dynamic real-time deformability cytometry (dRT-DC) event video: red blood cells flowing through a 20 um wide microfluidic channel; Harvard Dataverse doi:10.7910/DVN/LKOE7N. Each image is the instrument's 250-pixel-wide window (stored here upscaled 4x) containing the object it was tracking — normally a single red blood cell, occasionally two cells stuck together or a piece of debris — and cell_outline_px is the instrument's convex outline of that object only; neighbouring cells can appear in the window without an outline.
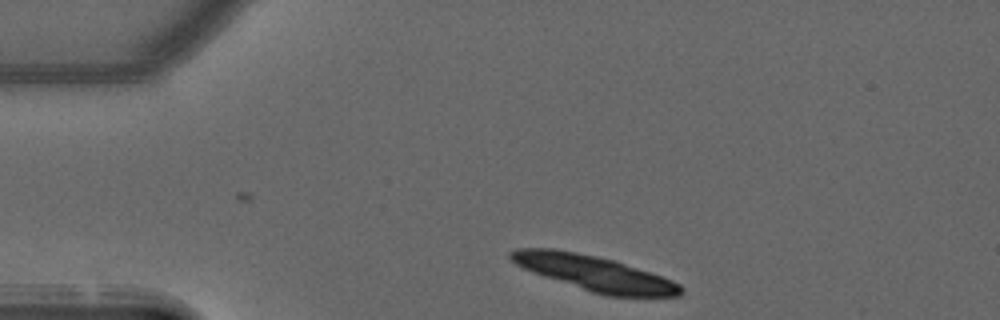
{"species": "common noctule bat (a hibernating species)", "species_latin": "Nyctalus noctula", "temperature_condition": "warm", "stored_images_in_passage": 35, "camera_frame_rate_fps": 3000, "um_per_image_px": 0.085, "animal": {"sex": "male", "forearm_length_mm": 52.5}, "frame": {"image": 1, "passage_image": 1, "time_ms": 0.0, "image_size_px": [1000, 320], "cell_outline_px": [[684, 292], [680, 296], [604, 296], [532, 272], [516, 264], [508, 256], [508, 252], [516, 248], [552, 248], [576, 252], [616, 260], [672, 280], [680, 284], [684, 288]], "centroid_in_image_um": [50.54, 23.21], "position_along_channel_um": 34.5, "area_um2": 34.68}}
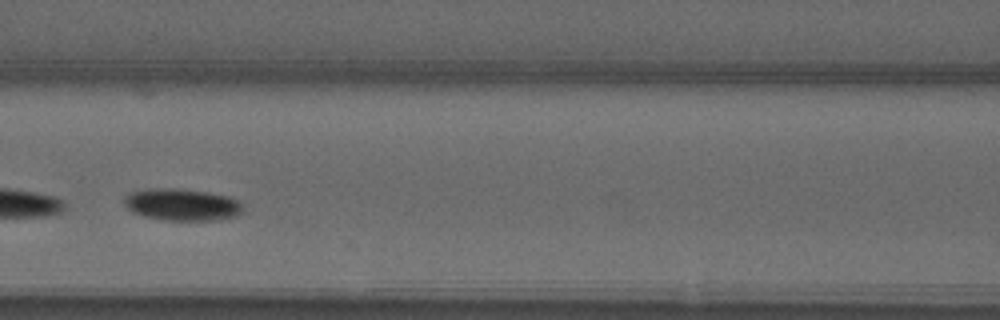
{"frame": {"image": 2, "passage_image": 14, "time_ms": 4.333, "image_size_px": [1000, 320], "cell_outline_px": [[244, 208], [236, 216], [216, 220], [160, 220], [144, 216], [132, 212], [124, 204], [124, 196], [128, 192], [156, 188], [176, 188], [208, 192], [228, 196], [240, 200]], "centroid_in_image_um": [15.46, 17.39], "position_along_channel_um": 151.1, "area_um2": 22.31}}
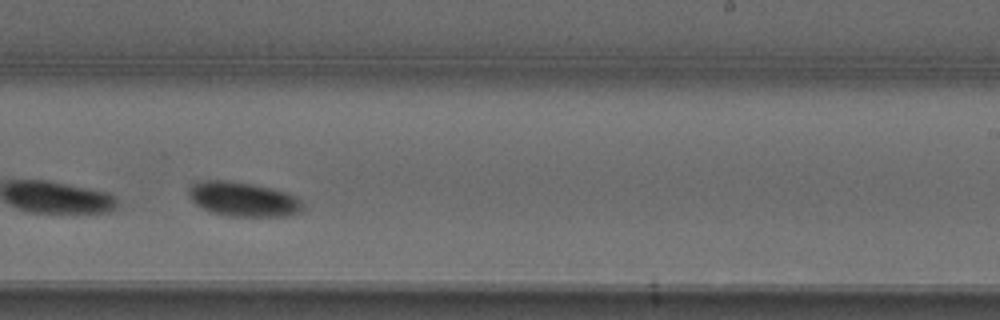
{"frame": {"image": 3, "passage_image": 23, "time_ms": 7.333, "image_size_px": [1000, 320], "cell_outline_px": [[304, 208], [300, 212], [288, 216], [232, 216], [212, 212], [196, 204], [188, 196], [188, 184], [200, 180], [228, 180], [252, 184], [284, 192], [296, 196], [304, 204]], "centroid_in_image_um": [20.64, 16.92], "position_along_channel_um": 268.4, "area_um2": 22.95}, "authors_computed_cell_mechanics": {"area_um2": 22.0796, "velocity_mm_per_s": 3.9246, "shape_relaxation_time_tau1_ms": 2.0609, "shape_relaxation_time_tau2_ms": null, "deformation_change_tau1": 0.0646, "deformation_change_tau2": null}}